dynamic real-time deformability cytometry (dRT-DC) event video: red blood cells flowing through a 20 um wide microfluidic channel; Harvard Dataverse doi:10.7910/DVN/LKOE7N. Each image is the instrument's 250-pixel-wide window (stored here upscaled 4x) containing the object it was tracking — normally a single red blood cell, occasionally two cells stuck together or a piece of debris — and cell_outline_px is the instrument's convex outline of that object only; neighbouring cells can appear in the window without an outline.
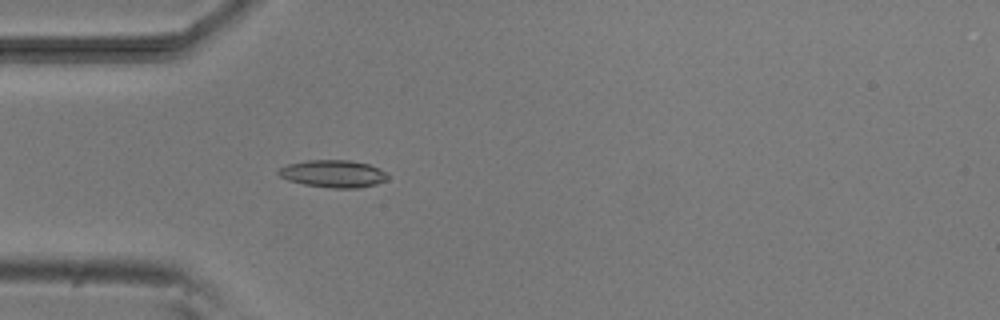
{"species": "common noctule bat (a hibernating species)", "species_latin": "Nyctalus noctula", "temperature_condition": "room temperature", "stored_images_in_passage": 5, "camera_frame_rate_fps": 3000, "um_per_image_px": 0.085, "animal": {"sex": "male", "body_mass_g": 20.5, "forearm_length_mm": 52.5}, "frame": {"image": 1, "passage_image": 5, "time_ms": 4.667, "image_size_px": [1000, 320], "cell_outline_px": [[388, 180], [376, 184], [360, 188], [332, 188], [304, 184], [288, 180], [280, 176], [276, 172], [280, 168], [288, 164], [304, 160], [352, 160], [368, 164], [380, 168], [388, 176]], "centroid_in_image_um": [28.33, 14.76], "position_along_channel_um": 56.7, "area_um2": 17.51}}